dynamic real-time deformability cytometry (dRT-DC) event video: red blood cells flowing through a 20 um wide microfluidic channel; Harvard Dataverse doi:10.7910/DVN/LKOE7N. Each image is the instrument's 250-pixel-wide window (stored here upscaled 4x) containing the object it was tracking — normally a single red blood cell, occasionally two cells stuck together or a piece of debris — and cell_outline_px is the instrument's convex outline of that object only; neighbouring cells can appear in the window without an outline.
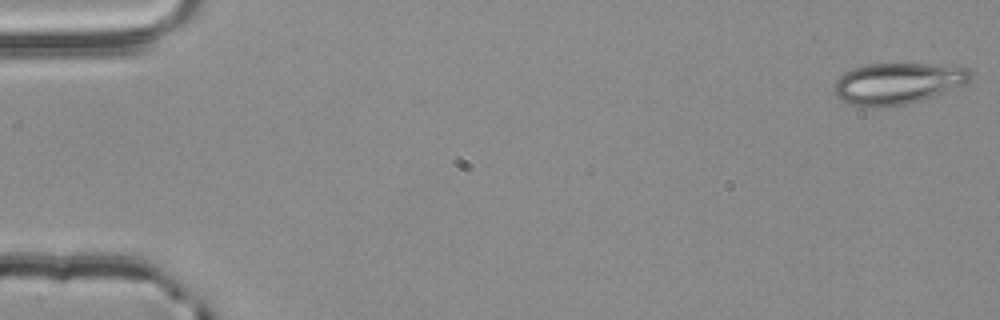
{"species": "common noctule bat (a hibernating species)", "species_latin": "Nyctalus noctula", "temperature_condition": "room temperature", "stored_images_in_passage": 55, "camera_frame_rate_fps": 3000, "um_per_image_px": 0.085, "animal": {"sex": "male", "body_mass_g": 20.4}, "frame": {"image": 1, "passage_image": 1, "time_ms": 0.0, "image_size_px": [1000, 320], "cell_outline_px": [[972, 76], [964, 84], [944, 92], [908, 104], [884, 108], [868, 108], [852, 104], [840, 100], [832, 92], [836, 80], [844, 72], [868, 64], [928, 64], [968, 68], [972, 72]], "centroid_in_image_um": [76.24, 7.11], "position_along_channel_um": 8.8, "area_um2": 32.83}}
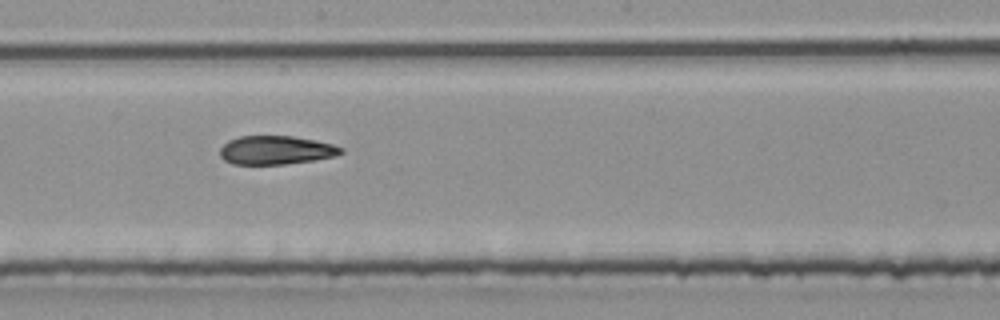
{"frame": {"image": 2, "passage_image": 30, "time_ms": 9.667, "image_size_px": [1000, 320], "cell_outline_px": [[344, 152], [336, 156], [312, 160], [284, 164], [232, 164], [224, 160], [220, 156], [220, 148], [228, 140], [240, 136], [292, 136], [316, 140], [332, 144], [344, 148]], "centroid_in_image_um": [23.46, 12.76], "position_along_channel_um": 224.7, "area_um2": 20.23}}
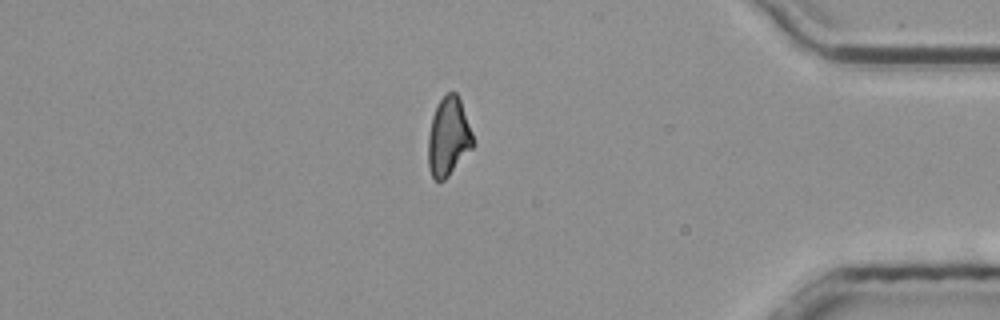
{"frame": {"image": 3, "passage_image": 46, "time_ms": 15.0, "image_size_px": [1000, 320], "cell_outline_px": [[476, 144], [448, 176], [444, 180], [436, 180], [432, 176], [428, 168], [428, 136], [432, 116], [436, 104], [448, 92], [456, 92], [460, 100], [472, 132]], "centroid_in_image_um": [38.12, 11.63], "position_along_channel_um": 397.1, "area_um2": 20.58}}